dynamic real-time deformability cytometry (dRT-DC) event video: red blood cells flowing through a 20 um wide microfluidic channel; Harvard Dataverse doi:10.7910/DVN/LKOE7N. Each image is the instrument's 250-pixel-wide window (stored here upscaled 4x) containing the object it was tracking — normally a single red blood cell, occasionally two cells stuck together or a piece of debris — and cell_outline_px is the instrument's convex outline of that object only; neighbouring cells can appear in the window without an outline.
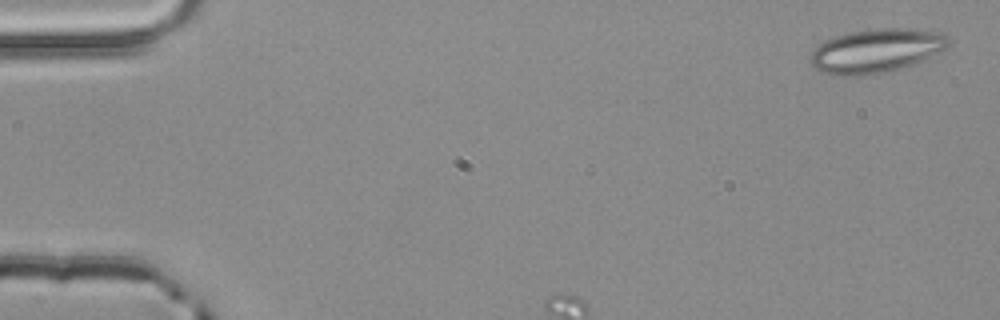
{"species": "common noctule bat (a hibernating species)", "species_latin": "Nyctalus noctula", "temperature_condition": "room temperature", "stored_images_in_passage": 3, "camera_frame_rate_fps": 3000, "um_per_image_px": 0.085, "animal": {"sex": "male", "body_mass_g": 20.4}, "frame": {"image": 1, "passage_image": 1, "time_ms": 0.0, "image_size_px": [1000, 320], "cell_outline_px": [[948, 48], [908, 68], [888, 72], [864, 76], [832, 76], [820, 72], [812, 68], [808, 60], [812, 52], [824, 40], [848, 32], [876, 28], [908, 28], [944, 32], [948, 36]], "centroid_in_image_um": [74.48, 4.34], "position_along_channel_um": 10.5, "area_um2": 36.41}}